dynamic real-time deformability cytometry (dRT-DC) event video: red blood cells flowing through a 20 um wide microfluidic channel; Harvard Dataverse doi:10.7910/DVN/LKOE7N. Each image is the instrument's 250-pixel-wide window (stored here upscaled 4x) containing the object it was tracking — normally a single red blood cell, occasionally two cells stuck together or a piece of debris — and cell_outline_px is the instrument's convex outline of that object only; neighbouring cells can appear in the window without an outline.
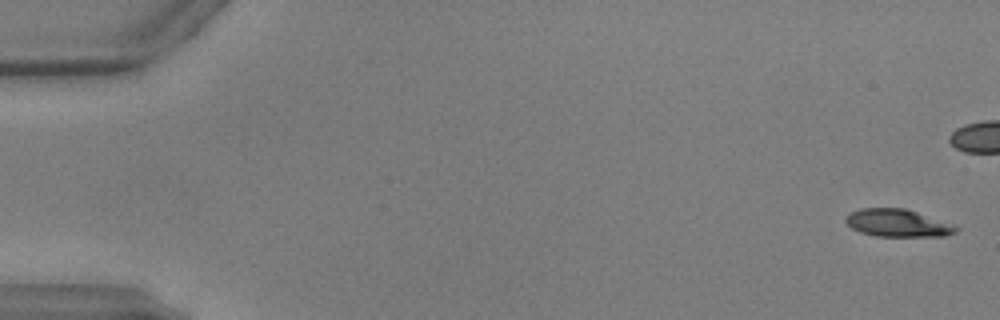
{"species": "common noctule bat (a hibernating species)", "species_latin": "Nyctalus noctula", "temperature_condition": "warm", "stored_images_in_passage": 43, "camera_frame_rate_fps": 3000, "um_per_image_px": 0.085, "animal": {"sex": "male", "body_mass_g": 17.9, "forearm_length_mm": 54.2}, "frame": {"image": 1, "passage_image": 2, "time_ms": 0.333, "image_size_px": [1000, 320], "cell_outline_px": [[960, 228], [956, 232], [944, 236], [876, 236], [860, 232], [852, 228], [844, 220], [844, 216], [860, 208], [904, 208], [956, 224]], "centroid_in_image_um": [76.33, 18.95], "position_along_channel_um": 8.7, "area_um2": 17.86}}
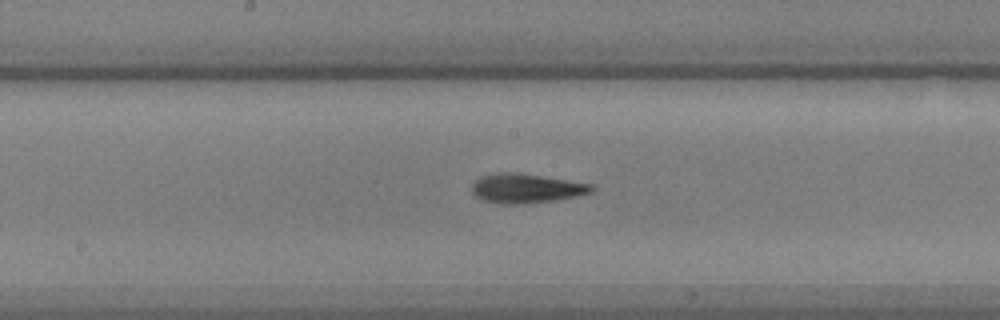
{"frame": {"image": 2, "passage_image": 28, "time_ms": 9.0, "image_size_px": [1000, 320], "cell_outline_px": [[596, 188], [592, 192], [576, 196], [556, 200], [524, 204], [504, 204], [484, 200], [476, 196], [472, 192], [472, 184], [480, 176], [496, 172], [520, 172], [592, 184]], "centroid_in_image_um": [44.73, 16.0], "position_along_channel_um": 203.5, "area_um2": 20.63}}
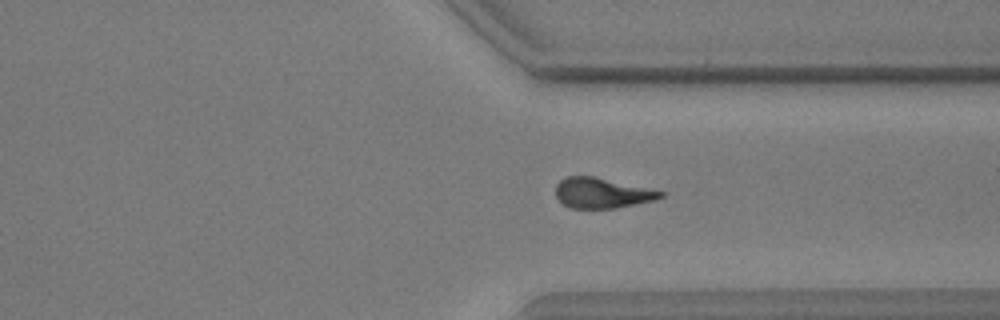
{"frame": {"image": 3, "passage_image": 40, "time_ms": 13.0, "image_size_px": [1000, 320], "cell_outline_px": [[664, 196], [656, 200], [616, 208], [572, 208], [564, 204], [556, 196], [556, 184], [560, 180], [568, 176], [592, 176], [664, 192]], "centroid_in_image_um": [51.16, 16.41], "position_along_channel_um": 360.2, "area_um2": 18.21}}